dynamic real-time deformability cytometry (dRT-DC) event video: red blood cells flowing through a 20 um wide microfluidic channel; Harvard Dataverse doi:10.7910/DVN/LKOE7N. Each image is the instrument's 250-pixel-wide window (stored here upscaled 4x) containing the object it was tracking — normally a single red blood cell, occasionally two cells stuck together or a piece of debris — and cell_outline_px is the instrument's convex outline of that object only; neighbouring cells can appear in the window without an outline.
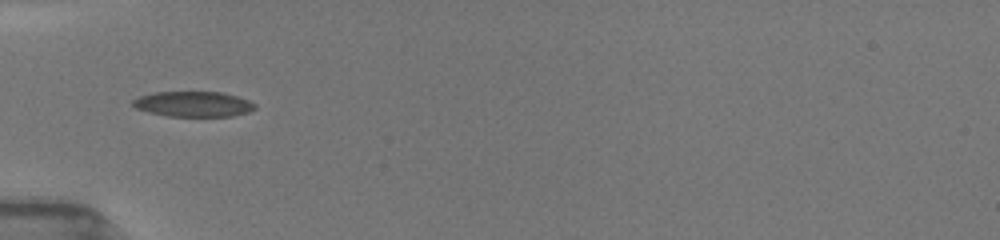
{"species": "common noctule bat (a hibernating species)", "species_latin": "Nyctalus noctula", "temperature_condition": "room temperature", "stored_images_in_passage": 39, "camera_frame_rate_fps": 3000, "um_per_image_px": 0.085, "animal": {"sex": "female", "body_mass_g": 19.5, "forearm_length_mm": 54.1}, "frame": {"image": 1, "passage_image": 1, "time_ms": 0.0, "image_size_px": [1000, 240], "cell_outline_px": [[256, 108], [248, 112], [232, 116], [168, 116], [148, 112], [136, 108], [132, 104], [132, 100], [140, 96], [152, 92], [220, 92], [236, 96], [248, 100], [256, 104]], "centroid_in_image_um": [16.42, 8.84], "position_along_channel_um": 68.6, "area_um2": 17.98}}
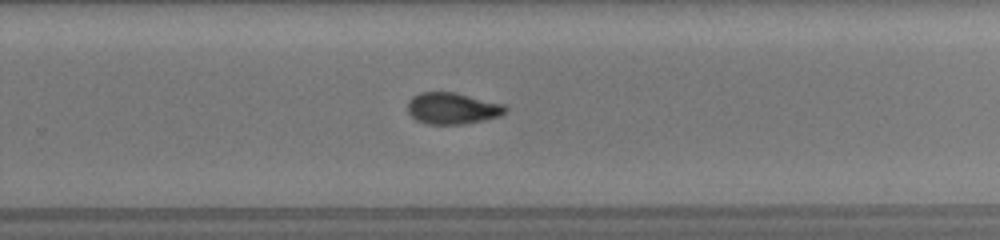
{"frame": {"image": 2, "passage_image": 20, "time_ms": 5.667, "image_size_px": [1000, 240], "cell_outline_px": [[508, 112], [500, 116], [484, 120], [464, 124], [424, 124], [416, 120], [408, 112], [408, 100], [412, 96], [420, 92], [456, 92], [504, 104], [508, 108]], "centroid_in_image_um": [38.47, 9.21], "position_along_channel_um": 291.3, "area_um2": 18.21}}
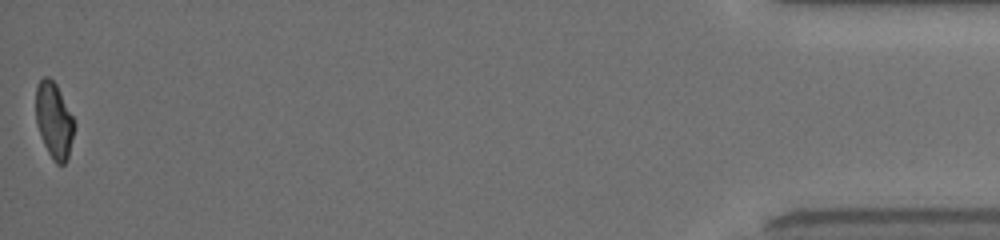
{"frame": {"image": 3, "passage_image": 39, "time_ms": 11.333, "image_size_px": [1000, 240], "cell_outline_px": [[76, 124], [68, 156], [64, 164], [56, 164], [52, 160], [44, 144], [36, 124], [36, 84], [44, 76], [48, 76], [56, 84]], "centroid_in_image_um": [4.58, 10.23], "position_along_channel_um": 430.6, "area_um2": 16.94}, "authors_computed_cell_mechanics": {"area_um2": 18.207, "velocity_mm_per_s": 3.9774, "shape_relaxation_time_tau1_ms": 6.1506, "shape_relaxation_time_tau2_ms": 2.2284, "deformation_change_tau1": 0.1589, "deformation_change_tau2": 0.0788}}